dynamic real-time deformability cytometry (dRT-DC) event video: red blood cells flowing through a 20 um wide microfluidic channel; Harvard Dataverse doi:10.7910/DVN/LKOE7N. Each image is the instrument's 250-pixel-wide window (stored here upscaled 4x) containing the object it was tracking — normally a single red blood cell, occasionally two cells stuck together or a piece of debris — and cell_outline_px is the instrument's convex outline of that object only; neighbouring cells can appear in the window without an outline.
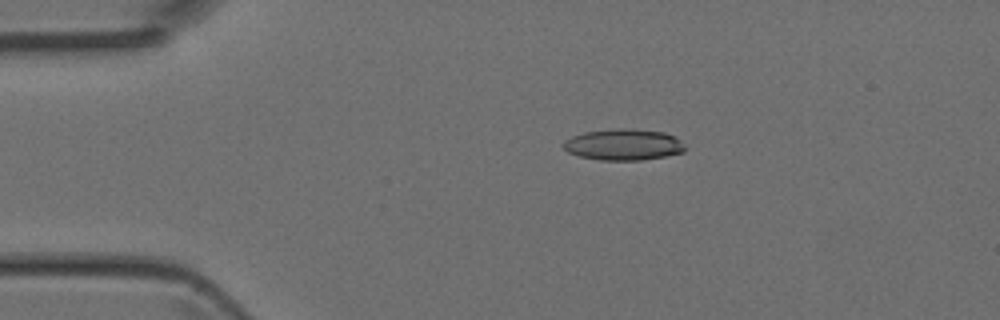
{"species": "Egyptian fruit bat (a non-hibernating species)", "species_latin": "Rousettus aegyptiacus", "temperature_condition": "room temperature", "stored_images_in_passage": 4, "camera_frame_rate_fps": 3000, "um_per_image_px": 0.085, "animal": {"sex": "female"}, "frame": {"image": 1, "passage_image": 4, "time_ms": 1.0, "image_size_px": [1000, 320], "cell_outline_px": [[688, 148], [684, 152], [664, 156], [640, 160], [600, 160], [580, 156], [568, 152], [564, 148], [564, 140], [572, 136], [584, 132], [616, 128], [628, 128], [664, 132], [676, 136]], "centroid_in_image_um": [53.03, 12.28], "position_along_channel_um": 32.0, "area_um2": 22.25}}